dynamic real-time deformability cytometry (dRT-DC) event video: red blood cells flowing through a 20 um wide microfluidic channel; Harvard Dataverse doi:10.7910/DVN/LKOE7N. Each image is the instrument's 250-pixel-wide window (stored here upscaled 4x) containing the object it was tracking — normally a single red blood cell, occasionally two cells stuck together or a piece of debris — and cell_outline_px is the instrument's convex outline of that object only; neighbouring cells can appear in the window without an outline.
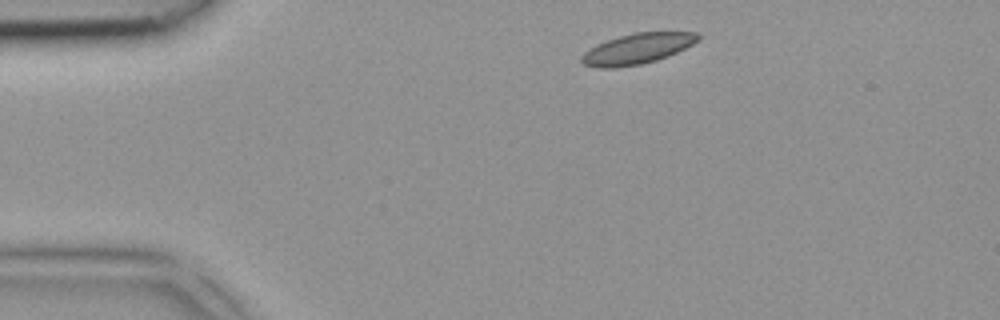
{"species": "common noctule bat (a hibernating species)", "species_latin": "Nyctalus noctula", "temperature_condition": "room temperature", "stored_images_in_passage": 2, "camera_frame_rate_fps": 3000, "um_per_image_px": 0.085, "animal": {"sex": "female", "body_mass_g": 18.4}, "frame": {"image": 1, "passage_image": 1, "time_ms": 0.0, "image_size_px": [1000, 320], "cell_outline_px": [[700, 40], [668, 56], [656, 60], [640, 64], [612, 68], [600, 68], [584, 64], [580, 60], [580, 56], [588, 48], [596, 44], [632, 32], [696, 32], [700, 36]], "centroid_in_image_um": [54.14, 4.13], "position_along_channel_um": 30.9, "area_um2": 20.63}}